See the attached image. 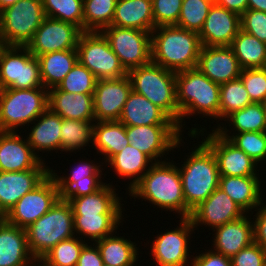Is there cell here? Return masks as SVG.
Instances as JSON below:
<instances>
[{
    "instance_id": "3957f363",
    "label": "cell",
    "mask_w": 266,
    "mask_h": 266,
    "mask_svg": "<svg viewBox=\"0 0 266 266\" xmlns=\"http://www.w3.org/2000/svg\"><path fill=\"white\" fill-rule=\"evenodd\" d=\"M178 168L186 204V218L219 187V170L212 150L203 142Z\"/></svg>"
},
{
    "instance_id": "9a60e30c",
    "label": "cell",
    "mask_w": 266,
    "mask_h": 266,
    "mask_svg": "<svg viewBox=\"0 0 266 266\" xmlns=\"http://www.w3.org/2000/svg\"><path fill=\"white\" fill-rule=\"evenodd\" d=\"M180 226L157 235L150 249L157 266H186L189 259V241L194 226L189 217L180 218Z\"/></svg>"
},
{
    "instance_id": "e575fe53",
    "label": "cell",
    "mask_w": 266,
    "mask_h": 266,
    "mask_svg": "<svg viewBox=\"0 0 266 266\" xmlns=\"http://www.w3.org/2000/svg\"><path fill=\"white\" fill-rule=\"evenodd\" d=\"M111 234L95 241L104 264L109 266H133L138 259L137 245L130 239Z\"/></svg>"
},
{
    "instance_id": "7402d4cb",
    "label": "cell",
    "mask_w": 266,
    "mask_h": 266,
    "mask_svg": "<svg viewBox=\"0 0 266 266\" xmlns=\"http://www.w3.org/2000/svg\"><path fill=\"white\" fill-rule=\"evenodd\" d=\"M78 164L71 170L68 177H59L55 170L50 169V173L57 182L60 196L64 200L93 194L106 184L100 180L103 175L99 169L101 165L94 164L93 161L83 162V160Z\"/></svg>"
},
{
    "instance_id": "94428289",
    "label": "cell",
    "mask_w": 266,
    "mask_h": 266,
    "mask_svg": "<svg viewBox=\"0 0 266 266\" xmlns=\"http://www.w3.org/2000/svg\"><path fill=\"white\" fill-rule=\"evenodd\" d=\"M263 68L266 70V60H265V64H264V67Z\"/></svg>"
},
{
    "instance_id": "f6af8a7d",
    "label": "cell",
    "mask_w": 266,
    "mask_h": 266,
    "mask_svg": "<svg viewBox=\"0 0 266 266\" xmlns=\"http://www.w3.org/2000/svg\"><path fill=\"white\" fill-rule=\"evenodd\" d=\"M84 243L85 238L83 240L76 236L60 241L42 258L51 266H76Z\"/></svg>"
},
{
    "instance_id": "7a4b0ae2",
    "label": "cell",
    "mask_w": 266,
    "mask_h": 266,
    "mask_svg": "<svg viewBox=\"0 0 266 266\" xmlns=\"http://www.w3.org/2000/svg\"><path fill=\"white\" fill-rule=\"evenodd\" d=\"M129 195L146 199L166 211H175L186 218L181 175L178 167L167 161L153 162L150 169L129 190Z\"/></svg>"
},
{
    "instance_id": "ffe728a7",
    "label": "cell",
    "mask_w": 266,
    "mask_h": 266,
    "mask_svg": "<svg viewBox=\"0 0 266 266\" xmlns=\"http://www.w3.org/2000/svg\"><path fill=\"white\" fill-rule=\"evenodd\" d=\"M245 212L219 187L201 204L191 211L190 220L196 228L208 225L212 230L239 219Z\"/></svg>"
},
{
    "instance_id": "db71d44e",
    "label": "cell",
    "mask_w": 266,
    "mask_h": 266,
    "mask_svg": "<svg viewBox=\"0 0 266 266\" xmlns=\"http://www.w3.org/2000/svg\"><path fill=\"white\" fill-rule=\"evenodd\" d=\"M95 245V246H94ZM88 246L87 243L83 246L76 266H103V260L99 248L93 243Z\"/></svg>"
},
{
    "instance_id": "9c48e42d",
    "label": "cell",
    "mask_w": 266,
    "mask_h": 266,
    "mask_svg": "<svg viewBox=\"0 0 266 266\" xmlns=\"http://www.w3.org/2000/svg\"><path fill=\"white\" fill-rule=\"evenodd\" d=\"M40 87L43 82L38 58L26 46L0 45V90Z\"/></svg>"
},
{
    "instance_id": "83f0119b",
    "label": "cell",
    "mask_w": 266,
    "mask_h": 266,
    "mask_svg": "<svg viewBox=\"0 0 266 266\" xmlns=\"http://www.w3.org/2000/svg\"><path fill=\"white\" fill-rule=\"evenodd\" d=\"M261 181L257 176H220L219 188L245 213L258 209L262 201Z\"/></svg>"
},
{
    "instance_id": "74e56055",
    "label": "cell",
    "mask_w": 266,
    "mask_h": 266,
    "mask_svg": "<svg viewBox=\"0 0 266 266\" xmlns=\"http://www.w3.org/2000/svg\"><path fill=\"white\" fill-rule=\"evenodd\" d=\"M93 122L95 120L62 119L61 151L73 152L93 143Z\"/></svg>"
},
{
    "instance_id": "52a82bcc",
    "label": "cell",
    "mask_w": 266,
    "mask_h": 266,
    "mask_svg": "<svg viewBox=\"0 0 266 266\" xmlns=\"http://www.w3.org/2000/svg\"><path fill=\"white\" fill-rule=\"evenodd\" d=\"M47 108V88L2 89L0 90V131L15 132L18 127L36 120Z\"/></svg>"
},
{
    "instance_id": "f5cc1de1",
    "label": "cell",
    "mask_w": 266,
    "mask_h": 266,
    "mask_svg": "<svg viewBox=\"0 0 266 266\" xmlns=\"http://www.w3.org/2000/svg\"><path fill=\"white\" fill-rule=\"evenodd\" d=\"M258 207L260 208L254 215L256 216L255 222L253 220L254 242L266 250V205L261 203Z\"/></svg>"
},
{
    "instance_id": "ac0fdd59",
    "label": "cell",
    "mask_w": 266,
    "mask_h": 266,
    "mask_svg": "<svg viewBox=\"0 0 266 266\" xmlns=\"http://www.w3.org/2000/svg\"><path fill=\"white\" fill-rule=\"evenodd\" d=\"M17 132L0 131V172L50 169Z\"/></svg>"
},
{
    "instance_id": "7c38bea8",
    "label": "cell",
    "mask_w": 266,
    "mask_h": 266,
    "mask_svg": "<svg viewBox=\"0 0 266 266\" xmlns=\"http://www.w3.org/2000/svg\"><path fill=\"white\" fill-rule=\"evenodd\" d=\"M60 197L57 182L50 173L38 186L25 194L3 218L11 225L26 229L46 214Z\"/></svg>"
},
{
    "instance_id": "f546056e",
    "label": "cell",
    "mask_w": 266,
    "mask_h": 266,
    "mask_svg": "<svg viewBox=\"0 0 266 266\" xmlns=\"http://www.w3.org/2000/svg\"><path fill=\"white\" fill-rule=\"evenodd\" d=\"M37 121V123H35ZM61 122L60 115L47 108L36 120H34L27 141L34 153L39 151H61ZM38 151L37 153L35 151Z\"/></svg>"
},
{
    "instance_id": "bcb514c9",
    "label": "cell",
    "mask_w": 266,
    "mask_h": 266,
    "mask_svg": "<svg viewBox=\"0 0 266 266\" xmlns=\"http://www.w3.org/2000/svg\"><path fill=\"white\" fill-rule=\"evenodd\" d=\"M96 82L95 75L77 61L57 88L68 93L94 94Z\"/></svg>"
},
{
    "instance_id": "6f0895ef",
    "label": "cell",
    "mask_w": 266,
    "mask_h": 266,
    "mask_svg": "<svg viewBox=\"0 0 266 266\" xmlns=\"http://www.w3.org/2000/svg\"><path fill=\"white\" fill-rule=\"evenodd\" d=\"M34 261V262H33ZM38 262V265H35ZM35 263V264H34ZM42 263V264H41ZM41 264V265H40ZM27 266H51L43 258L32 259Z\"/></svg>"
},
{
    "instance_id": "f907efd6",
    "label": "cell",
    "mask_w": 266,
    "mask_h": 266,
    "mask_svg": "<svg viewBox=\"0 0 266 266\" xmlns=\"http://www.w3.org/2000/svg\"><path fill=\"white\" fill-rule=\"evenodd\" d=\"M232 266H266V250L253 242L231 258Z\"/></svg>"
},
{
    "instance_id": "f35d334b",
    "label": "cell",
    "mask_w": 266,
    "mask_h": 266,
    "mask_svg": "<svg viewBox=\"0 0 266 266\" xmlns=\"http://www.w3.org/2000/svg\"><path fill=\"white\" fill-rule=\"evenodd\" d=\"M117 0H83V31L111 26Z\"/></svg>"
},
{
    "instance_id": "5b68a950",
    "label": "cell",
    "mask_w": 266,
    "mask_h": 266,
    "mask_svg": "<svg viewBox=\"0 0 266 266\" xmlns=\"http://www.w3.org/2000/svg\"><path fill=\"white\" fill-rule=\"evenodd\" d=\"M132 90L143 95L162 109L180 129V112L177 106L176 72L167 70L152 61L128 71Z\"/></svg>"
},
{
    "instance_id": "816d5d0a",
    "label": "cell",
    "mask_w": 266,
    "mask_h": 266,
    "mask_svg": "<svg viewBox=\"0 0 266 266\" xmlns=\"http://www.w3.org/2000/svg\"><path fill=\"white\" fill-rule=\"evenodd\" d=\"M192 266H232L231 258L214 250L206 251L191 260Z\"/></svg>"
},
{
    "instance_id": "d4e9b609",
    "label": "cell",
    "mask_w": 266,
    "mask_h": 266,
    "mask_svg": "<svg viewBox=\"0 0 266 266\" xmlns=\"http://www.w3.org/2000/svg\"><path fill=\"white\" fill-rule=\"evenodd\" d=\"M34 259L26 229L9 224L0 218V266H27Z\"/></svg>"
},
{
    "instance_id": "484cf974",
    "label": "cell",
    "mask_w": 266,
    "mask_h": 266,
    "mask_svg": "<svg viewBox=\"0 0 266 266\" xmlns=\"http://www.w3.org/2000/svg\"><path fill=\"white\" fill-rule=\"evenodd\" d=\"M93 95L68 93L53 87L48 89V108L62 119L95 120Z\"/></svg>"
},
{
    "instance_id": "7dc6e473",
    "label": "cell",
    "mask_w": 266,
    "mask_h": 266,
    "mask_svg": "<svg viewBox=\"0 0 266 266\" xmlns=\"http://www.w3.org/2000/svg\"><path fill=\"white\" fill-rule=\"evenodd\" d=\"M240 79L252 102L262 103L266 100V70L264 68L242 69Z\"/></svg>"
},
{
    "instance_id": "d590c367",
    "label": "cell",
    "mask_w": 266,
    "mask_h": 266,
    "mask_svg": "<svg viewBox=\"0 0 266 266\" xmlns=\"http://www.w3.org/2000/svg\"><path fill=\"white\" fill-rule=\"evenodd\" d=\"M122 214H84L73 215L74 232L95 241L113 234L121 223ZM83 235V237H82Z\"/></svg>"
},
{
    "instance_id": "11a10c76",
    "label": "cell",
    "mask_w": 266,
    "mask_h": 266,
    "mask_svg": "<svg viewBox=\"0 0 266 266\" xmlns=\"http://www.w3.org/2000/svg\"><path fill=\"white\" fill-rule=\"evenodd\" d=\"M215 4L242 15L248 7V0H216Z\"/></svg>"
},
{
    "instance_id": "277c9868",
    "label": "cell",
    "mask_w": 266,
    "mask_h": 266,
    "mask_svg": "<svg viewBox=\"0 0 266 266\" xmlns=\"http://www.w3.org/2000/svg\"><path fill=\"white\" fill-rule=\"evenodd\" d=\"M177 106L182 119L196 113L219 118L220 85L206 77L197 67L176 72ZM184 117V118H183ZM217 118V119H216Z\"/></svg>"
},
{
    "instance_id": "ba28073f",
    "label": "cell",
    "mask_w": 266,
    "mask_h": 266,
    "mask_svg": "<svg viewBox=\"0 0 266 266\" xmlns=\"http://www.w3.org/2000/svg\"><path fill=\"white\" fill-rule=\"evenodd\" d=\"M42 0H19L0 11V45L27 46L42 24Z\"/></svg>"
},
{
    "instance_id": "836d02e7",
    "label": "cell",
    "mask_w": 266,
    "mask_h": 266,
    "mask_svg": "<svg viewBox=\"0 0 266 266\" xmlns=\"http://www.w3.org/2000/svg\"><path fill=\"white\" fill-rule=\"evenodd\" d=\"M150 162L153 163L154 161H152L146 154L129 144L118 154H115L107 163L108 165H111V168H114V172L120 177L133 179L129 184V191L150 169Z\"/></svg>"
},
{
    "instance_id": "2e32d148",
    "label": "cell",
    "mask_w": 266,
    "mask_h": 266,
    "mask_svg": "<svg viewBox=\"0 0 266 266\" xmlns=\"http://www.w3.org/2000/svg\"><path fill=\"white\" fill-rule=\"evenodd\" d=\"M131 91L128 75L117 79L97 80L93 95L95 121H119Z\"/></svg>"
},
{
    "instance_id": "8fae6325",
    "label": "cell",
    "mask_w": 266,
    "mask_h": 266,
    "mask_svg": "<svg viewBox=\"0 0 266 266\" xmlns=\"http://www.w3.org/2000/svg\"><path fill=\"white\" fill-rule=\"evenodd\" d=\"M101 32L127 72L152 61L151 32L113 25Z\"/></svg>"
},
{
    "instance_id": "b9f144b4",
    "label": "cell",
    "mask_w": 266,
    "mask_h": 266,
    "mask_svg": "<svg viewBox=\"0 0 266 266\" xmlns=\"http://www.w3.org/2000/svg\"><path fill=\"white\" fill-rule=\"evenodd\" d=\"M225 119L228 120L229 126L237 133L242 132H266V118L261 103H251L246 107L234 111Z\"/></svg>"
},
{
    "instance_id": "cb8c5ba5",
    "label": "cell",
    "mask_w": 266,
    "mask_h": 266,
    "mask_svg": "<svg viewBox=\"0 0 266 266\" xmlns=\"http://www.w3.org/2000/svg\"><path fill=\"white\" fill-rule=\"evenodd\" d=\"M245 214L243 217L216 227L214 248L218 253L232 258L240 250L254 242L253 222Z\"/></svg>"
},
{
    "instance_id": "f1b7e54d",
    "label": "cell",
    "mask_w": 266,
    "mask_h": 266,
    "mask_svg": "<svg viewBox=\"0 0 266 266\" xmlns=\"http://www.w3.org/2000/svg\"><path fill=\"white\" fill-rule=\"evenodd\" d=\"M111 25L152 32L154 29L152 2L117 0Z\"/></svg>"
},
{
    "instance_id": "d6a6232c",
    "label": "cell",
    "mask_w": 266,
    "mask_h": 266,
    "mask_svg": "<svg viewBox=\"0 0 266 266\" xmlns=\"http://www.w3.org/2000/svg\"><path fill=\"white\" fill-rule=\"evenodd\" d=\"M41 79L43 87L50 89L65 78L78 61L77 49L54 51L39 55Z\"/></svg>"
},
{
    "instance_id": "30bf717a",
    "label": "cell",
    "mask_w": 266,
    "mask_h": 266,
    "mask_svg": "<svg viewBox=\"0 0 266 266\" xmlns=\"http://www.w3.org/2000/svg\"><path fill=\"white\" fill-rule=\"evenodd\" d=\"M77 53L78 61L93 73L97 80L117 79L128 73L102 32L83 31L78 40Z\"/></svg>"
},
{
    "instance_id": "8992f818",
    "label": "cell",
    "mask_w": 266,
    "mask_h": 266,
    "mask_svg": "<svg viewBox=\"0 0 266 266\" xmlns=\"http://www.w3.org/2000/svg\"><path fill=\"white\" fill-rule=\"evenodd\" d=\"M28 247L34 258H42L60 241L75 237L73 211L62 197L51 209L26 228Z\"/></svg>"
},
{
    "instance_id": "91938a15",
    "label": "cell",
    "mask_w": 266,
    "mask_h": 266,
    "mask_svg": "<svg viewBox=\"0 0 266 266\" xmlns=\"http://www.w3.org/2000/svg\"><path fill=\"white\" fill-rule=\"evenodd\" d=\"M261 104L263 106L264 113H265V118H266V100H264Z\"/></svg>"
},
{
    "instance_id": "8d00e7d4",
    "label": "cell",
    "mask_w": 266,
    "mask_h": 266,
    "mask_svg": "<svg viewBox=\"0 0 266 266\" xmlns=\"http://www.w3.org/2000/svg\"><path fill=\"white\" fill-rule=\"evenodd\" d=\"M232 48L242 69L263 68L266 60V44L243 30L233 39Z\"/></svg>"
},
{
    "instance_id": "1f68e13d",
    "label": "cell",
    "mask_w": 266,
    "mask_h": 266,
    "mask_svg": "<svg viewBox=\"0 0 266 266\" xmlns=\"http://www.w3.org/2000/svg\"><path fill=\"white\" fill-rule=\"evenodd\" d=\"M103 154L105 163L130 144L126 136V126L120 121H95L93 124V143Z\"/></svg>"
},
{
    "instance_id": "7bdbcfd3",
    "label": "cell",
    "mask_w": 266,
    "mask_h": 266,
    "mask_svg": "<svg viewBox=\"0 0 266 266\" xmlns=\"http://www.w3.org/2000/svg\"><path fill=\"white\" fill-rule=\"evenodd\" d=\"M46 17L72 23L83 31V0H42Z\"/></svg>"
},
{
    "instance_id": "603a6c76",
    "label": "cell",
    "mask_w": 266,
    "mask_h": 266,
    "mask_svg": "<svg viewBox=\"0 0 266 266\" xmlns=\"http://www.w3.org/2000/svg\"><path fill=\"white\" fill-rule=\"evenodd\" d=\"M50 169L0 172V217H4L29 191L38 186Z\"/></svg>"
},
{
    "instance_id": "60d3db41",
    "label": "cell",
    "mask_w": 266,
    "mask_h": 266,
    "mask_svg": "<svg viewBox=\"0 0 266 266\" xmlns=\"http://www.w3.org/2000/svg\"><path fill=\"white\" fill-rule=\"evenodd\" d=\"M219 98V119L223 118L222 120L234 111L253 103L240 77L221 84Z\"/></svg>"
},
{
    "instance_id": "44dd1931",
    "label": "cell",
    "mask_w": 266,
    "mask_h": 266,
    "mask_svg": "<svg viewBox=\"0 0 266 266\" xmlns=\"http://www.w3.org/2000/svg\"><path fill=\"white\" fill-rule=\"evenodd\" d=\"M240 30L241 16L213 3L199 38L202 46H230Z\"/></svg>"
},
{
    "instance_id": "6da1fadb",
    "label": "cell",
    "mask_w": 266,
    "mask_h": 266,
    "mask_svg": "<svg viewBox=\"0 0 266 266\" xmlns=\"http://www.w3.org/2000/svg\"><path fill=\"white\" fill-rule=\"evenodd\" d=\"M201 47L198 33L176 25L151 32L152 62L173 72L196 68Z\"/></svg>"
},
{
    "instance_id": "d6986e66",
    "label": "cell",
    "mask_w": 266,
    "mask_h": 266,
    "mask_svg": "<svg viewBox=\"0 0 266 266\" xmlns=\"http://www.w3.org/2000/svg\"><path fill=\"white\" fill-rule=\"evenodd\" d=\"M197 68L219 85L239 78L242 72L230 46H202Z\"/></svg>"
},
{
    "instance_id": "4dcf8cb0",
    "label": "cell",
    "mask_w": 266,
    "mask_h": 266,
    "mask_svg": "<svg viewBox=\"0 0 266 266\" xmlns=\"http://www.w3.org/2000/svg\"><path fill=\"white\" fill-rule=\"evenodd\" d=\"M112 185L105 184L93 194L67 199L71 205L73 215L84 214H122L120 197Z\"/></svg>"
},
{
    "instance_id": "e0dca14e",
    "label": "cell",
    "mask_w": 266,
    "mask_h": 266,
    "mask_svg": "<svg viewBox=\"0 0 266 266\" xmlns=\"http://www.w3.org/2000/svg\"><path fill=\"white\" fill-rule=\"evenodd\" d=\"M204 143L216 157L220 176H258V163L214 129L204 139Z\"/></svg>"
},
{
    "instance_id": "4fadbf2b",
    "label": "cell",
    "mask_w": 266,
    "mask_h": 266,
    "mask_svg": "<svg viewBox=\"0 0 266 266\" xmlns=\"http://www.w3.org/2000/svg\"><path fill=\"white\" fill-rule=\"evenodd\" d=\"M181 132L178 125L126 126L130 144L154 162H160L158 158L166 152L180 148Z\"/></svg>"
},
{
    "instance_id": "4316f807",
    "label": "cell",
    "mask_w": 266,
    "mask_h": 266,
    "mask_svg": "<svg viewBox=\"0 0 266 266\" xmlns=\"http://www.w3.org/2000/svg\"><path fill=\"white\" fill-rule=\"evenodd\" d=\"M119 121L125 126L177 125L162 109L133 90L127 98Z\"/></svg>"
},
{
    "instance_id": "680465c9",
    "label": "cell",
    "mask_w": 266,
    "mask_h": 266,
    "mask_svg": "<svg viewBox=\"0 0 266 266\" xmlns=\"http://www.w3.org/2000/svg\"><path fill=\"white\" fill-rule=\"evenodd\" d=\"M17 1L19 0H0V11L11 5H14Z\"/></svg>"
},
{
    "instance_id": "681fc988",
    "label": "cell",
    "mask_w": 266,
    "mask_h": 266,
    "mask_svg": "<svg viewBox=\"0 0 266 266\" xmlns=\"http://www.w3.org/2000/svg\"><path fill=\"white\" fill-rule=\"evenodd\" d=\"M241 30L266 44V12L247 9L241 15Z\"/></svg>"
},
{
    "instance_id": "5bb4252c",
    "label": "cell",
    "mask_w": 266,
    "mask_h": 266,
    "mask_svg": "<svg viewBox=\"0 0 266 266\" xmlns=\"http://www.w3.org/2000/svg\"><path fill=\"white\" fill-rule=\"evenodd\" d=\"M82 32L72 23L45 17L26 47L36 57L54 51L77 49Z\"/></svg>"
},
{
    "instance_id": "9f6ffc18",
    "label": "cell",
    "mask_w": 266,
    "mask_h": 266,
    "mask_svg": "<svg viewBox=\"0 0 266 266\" xmlns=\"http://www.w3.org/2000/svg\"><path fill=\"white\" fill-rule=\"evenodd\" d=\"M247 9L266 12V0H248Z\"/></svg>"
},
{
    "instance_id": "ab89813d",
    "label": "cell",
    "mask_w": 266,
    "mask_h": 266,
    "mask_svg": "<svg viewBox=\"0 0 266 266\" xmlns=\"http://www.w3.org/2000/svg\"><path fill=\"white\" fill-rule=\"evenodd\" d=\"M215 131L222 137L228 139L238 149L243 150L256 163L266 159V132H242L228 135L227 128L219 126Z\"/></svg>"
},
{
    "instance_id": "c3c4849f",
    "label": "cell",
    "mask_w": 266,
    "mask_h": 266,
    "mask_svg": "<svg viewBox=\"0 0 266 266\" xmlns=\"http://www.w3.org/2000/svg\"><path fill=\"white\" fill-rule=\"evenodd\" d=\"M183 0H153L154 28L177 25Z\"/></svg>"
},
{
    "instance_id": "ee69618b",
    "label": "cell",
    "mask_w": 266,
    "mask_h": 266,
    "mask_svg": "<svg viewBox=\"0 0 266 266\" xmlns=\"http://www.w3.org/2000/svg\"><path fill=\"white\" fill-rule=\"evenodd\" d=\"M212 5L209 0H183L176 26L199 34Z\"/></svg>"
}]
</instances>
